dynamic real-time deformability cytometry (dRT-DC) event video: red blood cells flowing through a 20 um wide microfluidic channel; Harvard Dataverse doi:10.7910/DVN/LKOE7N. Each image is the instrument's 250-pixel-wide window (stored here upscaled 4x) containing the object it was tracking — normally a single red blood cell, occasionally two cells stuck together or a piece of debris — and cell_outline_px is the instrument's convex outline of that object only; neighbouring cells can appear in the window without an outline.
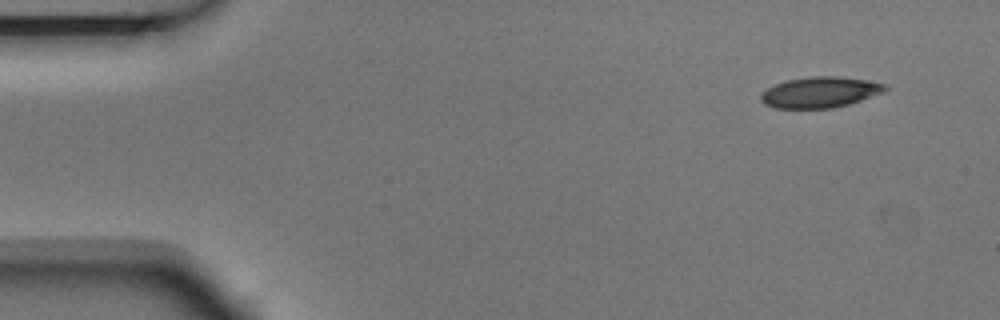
{"species": "Egyptian fruit bat (a non-hibernating species)", "species_latin": "Rousettus aegyptiacus", "temperature_condition": "room temperature", "stored_images_in_passage": 4, "camera_frame_rate_fps": 3000, "um_per_image_px": 0.085, "animal": {"sex": "male"}, "frame": {"image": 1, "passage_image": 1, "time_ms": 0.0, "image_size_px": [1000, 320], "cell_outline_px": [[888, 88], [884, 92], [848, 104], [832, 108], [776, 108], [764, 104], [760, 100], [760, 96], [768, 88], [776, 84], [788, 80], [812, 76], [836, 76], [864, 80], [888, 84]], "centroid_in_image_um": [69.71, 7.84], "position_along_channel_um": 15.3, "area_um2": 22.08}}